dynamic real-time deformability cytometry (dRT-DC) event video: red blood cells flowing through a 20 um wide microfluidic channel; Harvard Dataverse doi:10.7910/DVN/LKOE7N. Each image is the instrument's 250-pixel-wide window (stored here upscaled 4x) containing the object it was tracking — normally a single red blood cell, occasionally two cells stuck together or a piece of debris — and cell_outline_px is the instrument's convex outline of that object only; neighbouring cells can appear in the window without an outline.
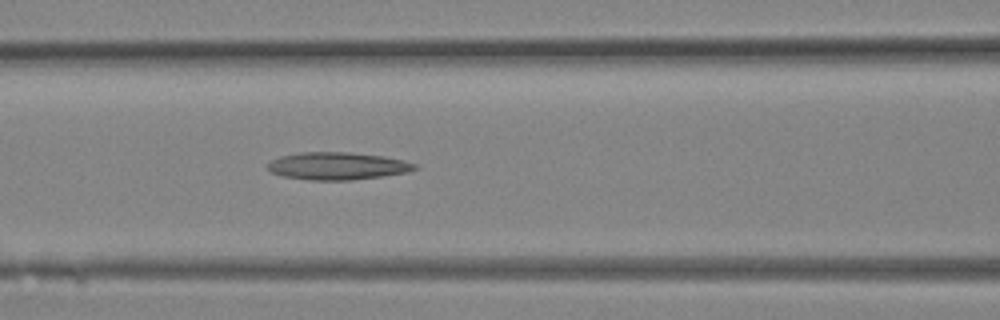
{"species": "Egyptian fruit bat (a non-hibernating species)", "species_latin": "Rousettus aegyptiacus", "temperature_condition": "room temperature", "stored_images_in_passage": 4, "camera_frame_rate_fps": 3000, "um_per_image_px": 0.085, "animal": {"sex": "female"}, "frame": {"image": 1, "passage_image": 4, "time_ms": 1.0, "image_size_px": [1000, 320], "cell_outline_px": [[420, 168], [408, 172], [384, 176], [352, 180], [308, 180], [280, 176], [272, 172], [268, 168], [268, 164], [272, 160], [280, 156], [300, 152], [352, 152], [384, 156], [404, 160], [416, 164]], "centroid_in_image_um": [28.72, 14.11], "position_along_channel_um": 137.9, "area_um2": 23.81}}